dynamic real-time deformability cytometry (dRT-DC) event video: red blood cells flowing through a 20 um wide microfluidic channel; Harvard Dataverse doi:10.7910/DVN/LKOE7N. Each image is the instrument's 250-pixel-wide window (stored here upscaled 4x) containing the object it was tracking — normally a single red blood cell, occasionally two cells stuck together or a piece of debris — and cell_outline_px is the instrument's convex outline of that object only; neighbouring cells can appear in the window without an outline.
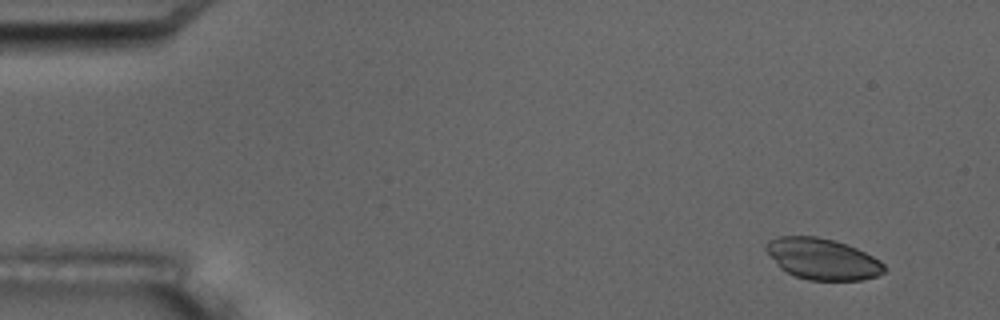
{"species": "common noctule bat (a hibernating species)", "species_latin": "Nyctalus noctula", "temperature_condition": "room temperature", "stored_images_in_passage": 6, "camera_frame_rate_fps": 3000, "um_per_image_px": 0.085, "animal": {"sex": "male", "body_mass_g": 17.5, "forearm_length_mm": 52.3}, "frame": {"image": 1, "passage_image": 1, "time_ms": 0.0, "image_size_px": [1000, 320], "cell_outline_px": [[888, 268], [884, 272], [876, 276], [860, 280], [808, 280], [796, 276], [780, 268], [764, 248], [764, 244], [768, 240], [780, 236], [816, 236], [832, 240], [856, 248], [880, 260]], "centroid_in_image_um": [69.9, 22.01], "position_along_channel_um": 15.1, "area_um2": 28.21}}